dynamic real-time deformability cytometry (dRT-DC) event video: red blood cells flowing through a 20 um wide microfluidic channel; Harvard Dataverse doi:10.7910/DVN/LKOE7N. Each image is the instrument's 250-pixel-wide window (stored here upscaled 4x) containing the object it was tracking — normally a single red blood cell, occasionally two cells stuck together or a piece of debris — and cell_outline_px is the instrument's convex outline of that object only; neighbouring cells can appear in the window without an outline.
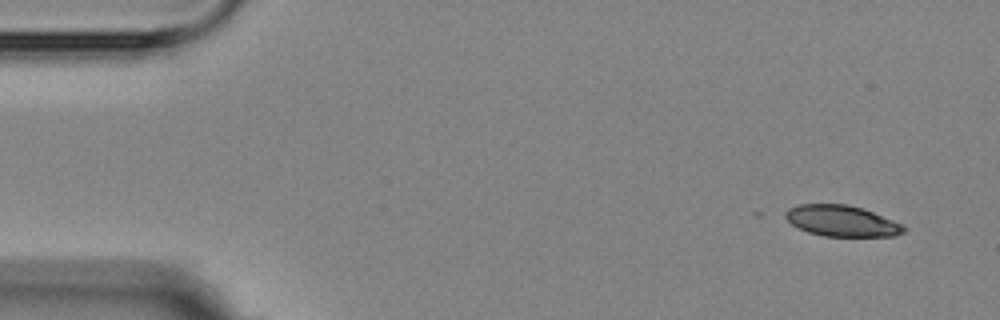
{"species": "Egyptian fruit bat (a non-hibernating species)", "species_latin": "Rousettus aegyptiacus", "temperature_condition": "room temperature", "stored_images_in_passage": 17, "segment_of_instrument_passage": [1, 2], "camera_frame_rate_fps": 3000, "um_per_image_px": 0.085, "animal": {"sex": "female"}, "frame": {"image": 1, "passage_image": 1, "time_ms": 0.0, "image_size_px": [1000, 320], "cell_outline_px": [[908, 228], [904, 232], [892, 236], [824, 236], [808, 232], [792, 224], [784, 216], [784, 212], [788, 208], [800, 204], [848, 204], [872, 212], [904, 224]], "centroid_in_image_um": [71.56, 18.77], "position_along_channel_um": 13.4, "area_um2": 21.33}}
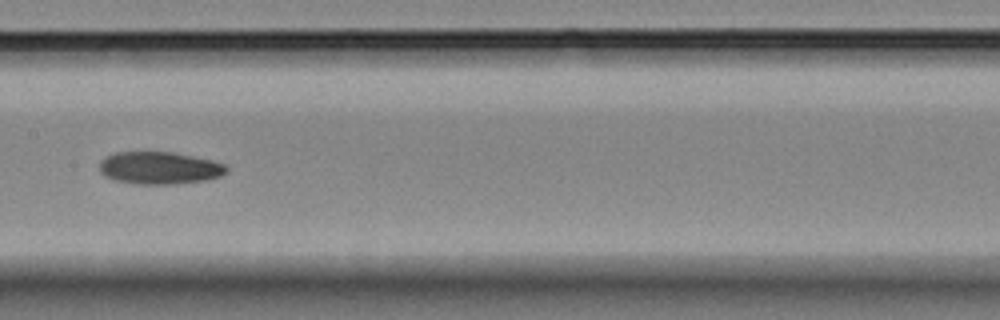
{"frame": {"image": 2, "passage_image": 8, "time_ms": 8.0, "image_size_px": [1000, 320], "cell_outline_px": [[228, 172], [220, 176], [204, 180], [172, 184], [136, 184], [112, 180], [100, 172], [100, 160], [116, 152], [172, 152], [208, 160], [224, 164], [228, 168]], "centroid_in_image_um": [13.52, 14.28], "position_along_channel_um": 193.9, "area_um2": 23.76}}
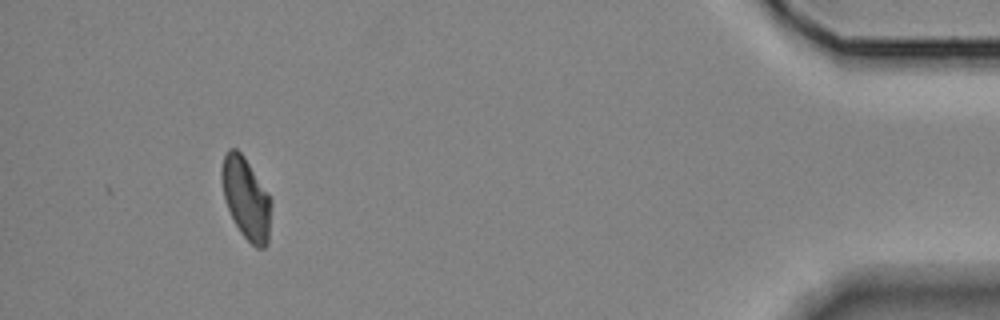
{"frame": {"image": 3, "passage_image": 15, "time_ms": 16.0, "image_size_px": [1000, 320], "cell_outline_px": [[272, 204], [268, 244], [264, 248], [256, 248], [240, 232], [224, 200], [220, 180], [220, 168], [224, 156], [228, 148], [236, 148], [244, 156], [268, 192], [272, 200]], "centroid_in_image_um": [20.92, 16.84], "position_along_channel_um": 414.3, "area_um2": 23.87}}